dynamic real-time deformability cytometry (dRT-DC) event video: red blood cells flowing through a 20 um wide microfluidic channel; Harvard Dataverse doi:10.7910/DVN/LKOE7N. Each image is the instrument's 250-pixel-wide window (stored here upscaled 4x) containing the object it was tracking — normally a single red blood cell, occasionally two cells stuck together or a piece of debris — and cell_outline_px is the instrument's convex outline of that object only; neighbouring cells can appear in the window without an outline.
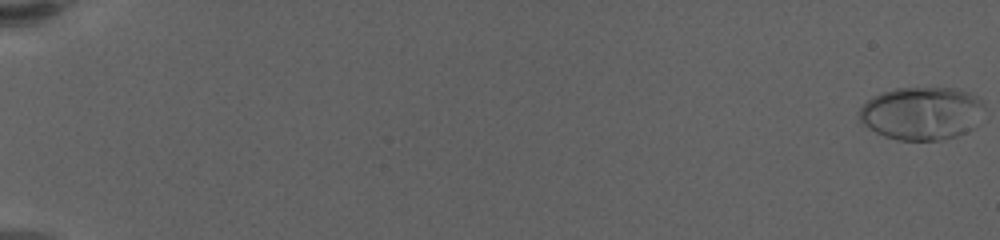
{"species": "human", "species_latin": "Homo sapiens", "temperature_condition": "warm", "stored_images_in_passage": 63, "camera_frame_rate_fps": 3000, "um_per_image_px": 0.085, "donor": {"sex": "female"}, "frame": {"image": 1, "passage_image": 1, "time_ms": 0.0, "image_size_px": [1000, 240], "cell_outline_px": [[984, 108], [976, 128], [956, 136], [940, 140], [896, 140], [884, 136], [868, 128], [860, 120], [860, 108], [872, 96], [896, 88], [952, 88], [968, 92], [976, 96], [984, 104]], "centroid_in_image_um": [78.37, 9.64], "position_along_channel_um": 6.6, "area_um2": 38.73}}
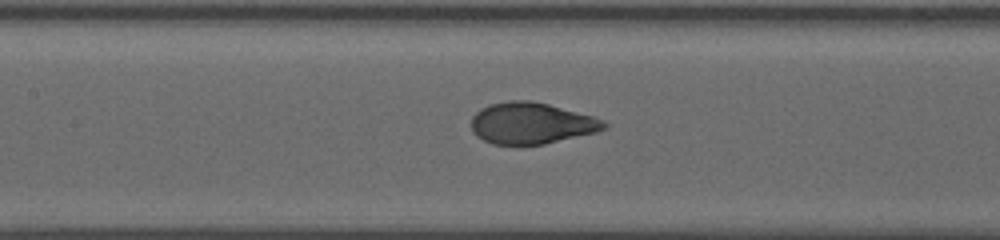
{"frame": {"image": 2, "passage_image": 33, "time_ms": 10.667, "image_size_px": [1000, 240], "cell_outline_px": [[608, 124], [604, 128], [596, 132], [544, 144], [492, 144], [476, 136], [472, 132], [472, 116], [480, 108], [488, 104], [508, 100], [532, 100], [548, 104], [592, 116], [604, 120]], "centroid_in_image_um": [45.13, 10.46], "position_along_channel_um": 162.3, "area_um2": 31.96}}
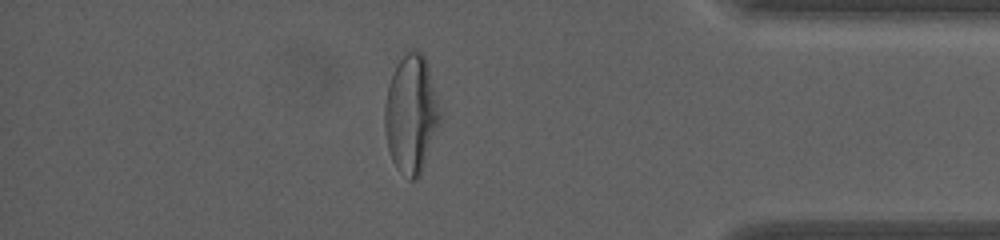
{"frame": {"image": 3, "passage_image": 56, "time_ms": 18.333, "image_size_px": [1000, 240], "cell_outline_px": [[440, 124], [420, 176], [416, 180], [408, 180], [396, 168], [392, 160], [388, 148], [384, 128], [384, 104], [388, 84], [396, 64], [408, 52], [420, 52], [424, 56], [428, 68], [440, 112]], "centroid_in_image_um": [34.92, 9.78], "position_along_channel_um": 400.3, "area_um2": 37.8}, "authors_computed_cell_mechanics": {"area_um2": 33.8708, "velocity_mm_per_s": 3.4257, "shape_relaxation_time_tau1_ms": 5.1118, "shape_relaxation_time_tau2_ms": null, "deformation_change_tau1": 0.2498, "deformation_change_tau2": null}}